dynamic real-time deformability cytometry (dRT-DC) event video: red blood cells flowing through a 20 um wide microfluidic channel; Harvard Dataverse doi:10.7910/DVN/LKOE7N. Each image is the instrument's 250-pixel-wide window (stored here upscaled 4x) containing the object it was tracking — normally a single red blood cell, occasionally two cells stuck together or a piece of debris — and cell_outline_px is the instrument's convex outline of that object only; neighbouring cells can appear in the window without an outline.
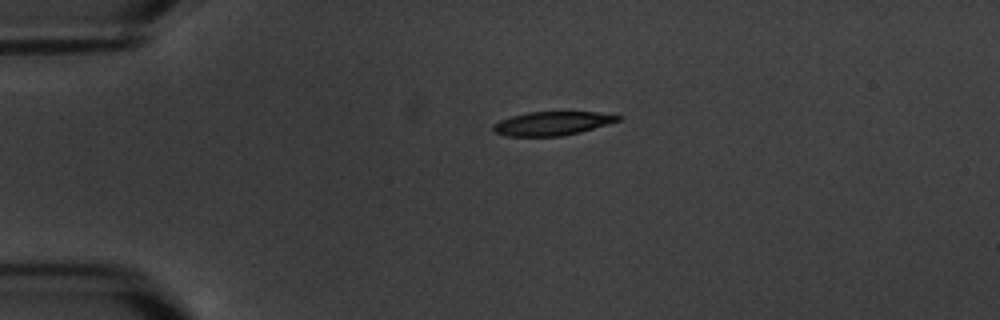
{"species": "common noctule bat (a hibernating species)", "species_latin": "Nyctalus noctula", "temperature_condition": "warm", "stored_images_in_passage": 2, "camera_frame_rate_fps": 3000, "um_per_image_px": 0.085, "animal": {"sex": "male", "body_mass_g": 20.1, "forearm_length_mm": 53.5}, "frame": {"image": 1, "passage_image": 1, "time_ms": 0.0, "image_size_px": [1000, 320], "cell_outline_px": [[624, 116], [620, 120], [580, 132], [560, 136], [504, 136], [492, 132], [492, 124], [500, 120], [512, 116], [528, 112], [616, 112]], "centroid_in_image_um": [46.97, 10.48], "position_along_channel_um": 38.0, "area_um2": 17.57}}